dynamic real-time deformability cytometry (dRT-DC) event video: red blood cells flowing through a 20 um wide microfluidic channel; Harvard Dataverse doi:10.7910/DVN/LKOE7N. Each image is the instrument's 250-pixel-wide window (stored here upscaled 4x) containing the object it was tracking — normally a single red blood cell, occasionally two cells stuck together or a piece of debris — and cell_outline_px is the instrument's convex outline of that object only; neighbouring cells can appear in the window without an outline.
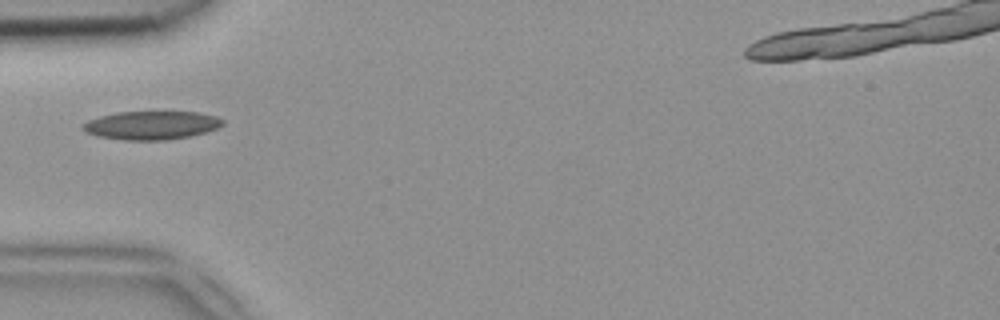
{"species": "common noctule bat (a hibernating species)", "species_latin": "Nyctalus noctula", "temperature_condition": "room temperature", "stored_images_in_passage": 19, "camera_frame_rate_fps": 3000, "um_per_image_px": 0.085, "animal": {"sex": "female", "body_mass_g": 18.4}, "frame": {"image": 1, "passage_image": 1, "time_ms": 0.0, "image_size_px": [1000, 320], "cell_outline_px": [[224, 124], [216, 128], [204, 132], [188, 136], [168, 140], [124, 140], [96, 136], [84, 132], [80, 128], [88, 120], [100, 116], [116, 112], [196, 112], [216, 116], [224, 120]], "centroid_in_image_um": [12.83, 10.65], "position_along_channel_um": 72.2, "area_um2": 23.18}}